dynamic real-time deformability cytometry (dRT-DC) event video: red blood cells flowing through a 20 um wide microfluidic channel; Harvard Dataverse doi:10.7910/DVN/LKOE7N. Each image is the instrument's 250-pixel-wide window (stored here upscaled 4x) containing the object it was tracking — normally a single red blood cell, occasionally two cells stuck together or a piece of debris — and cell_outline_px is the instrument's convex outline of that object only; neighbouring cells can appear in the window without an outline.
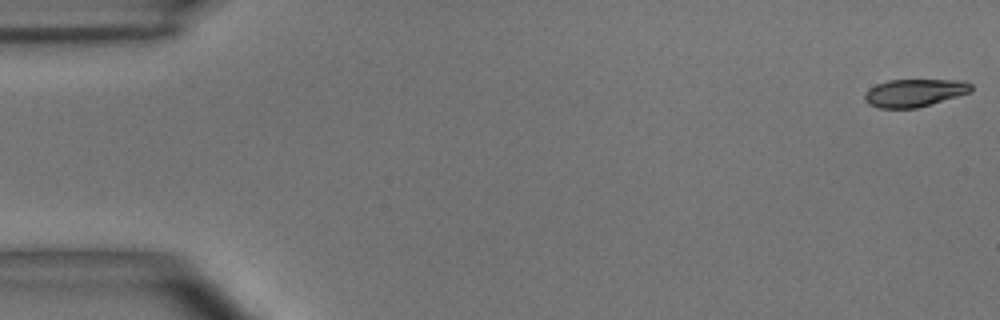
{"species": "common noctule bat (a hibernating species)", "species_latin": "Nyctalus noctula", "temperature_condition": "room temperature", "stored_images_in_passage": 17, "camera_frame_rate_fps": 3000, "um_per_image_px": 0.085, "animal": {"sex": "male", "body_mass_g": 15.6}, "frame": {"image": 1, "passage_image": 1, "time_ms": 0.0, "image_size_px": [1000, 320], "cell_outline_px": [[972, 92], [916, 108], [880, 108], [868, 104], [864, 100], [864, 96], [868, 88], [876, 84], [888, 80], [964, 80], [972, 84]], "centroid_in_image_um": [77.72, 7.88], "position_along_channel_um": 7.3, "area_um2": 17.28}}